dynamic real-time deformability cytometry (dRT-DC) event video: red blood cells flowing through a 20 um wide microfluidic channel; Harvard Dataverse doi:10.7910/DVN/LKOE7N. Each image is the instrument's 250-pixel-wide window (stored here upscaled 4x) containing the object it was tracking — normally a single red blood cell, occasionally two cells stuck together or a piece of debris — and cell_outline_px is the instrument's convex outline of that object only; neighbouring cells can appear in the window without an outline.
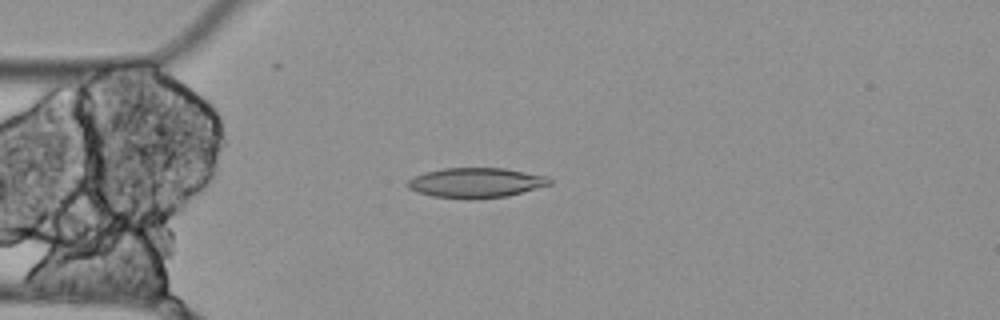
{"species": "Egyptian fruit bat (a non-hibernating species)", "species_latin": "Rousettus aegyptiacus", "temperature_condition": "cold", "stored_images_in_passage": 4, "camera_frame_rate_fps": 3000, "um_per_image_px": 0.085, "animal": {"sex": "female"}, "frame": {"image": 1, "passage_image": 2, "time_ms": 0.333, "image_size_px": [1000, 320], "cell_outline_px": [[552, 184], [508, 196], [468, 200], [432, 196], [416, 192], [408, 188], [404, 184], [412, 176], [424, 172], [444, 168], [504, 168], [548, 176], [552, 180]], "centroid_in_image_um": [40.42, 15.54], "position_along_channel_um": 44.6, "area_um2": 25.2}}
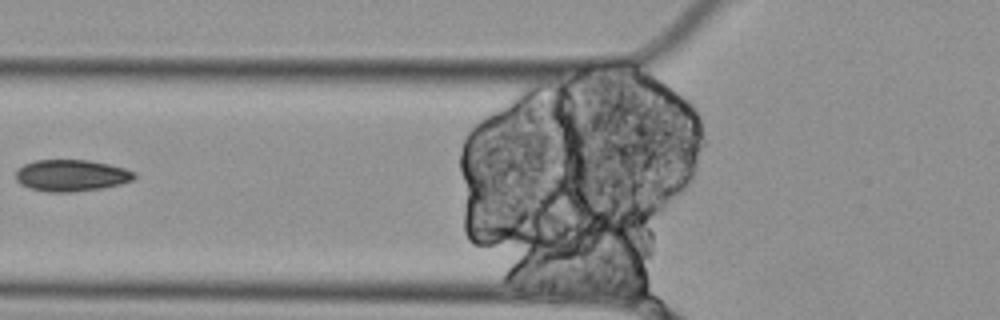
{"frame": {"image": 2, "passage_image": 4, "time_ms": 1.0, "image_size_px": [1000, 320], "cell_outline_px": [[136, 176], [132, 180], [120, 184], [104, 188], [72, 192], [48, 192], [28, 188], [20, 184], [16, 180], [16, 168], [24, 164], [36, 160], [88, 160], [108, 164], [124, 168], [136, 172]], "centroid_in_image_um": [6.04, 14.92], "position_along_channel_um": 119.8, "area_um2": 22.02}}